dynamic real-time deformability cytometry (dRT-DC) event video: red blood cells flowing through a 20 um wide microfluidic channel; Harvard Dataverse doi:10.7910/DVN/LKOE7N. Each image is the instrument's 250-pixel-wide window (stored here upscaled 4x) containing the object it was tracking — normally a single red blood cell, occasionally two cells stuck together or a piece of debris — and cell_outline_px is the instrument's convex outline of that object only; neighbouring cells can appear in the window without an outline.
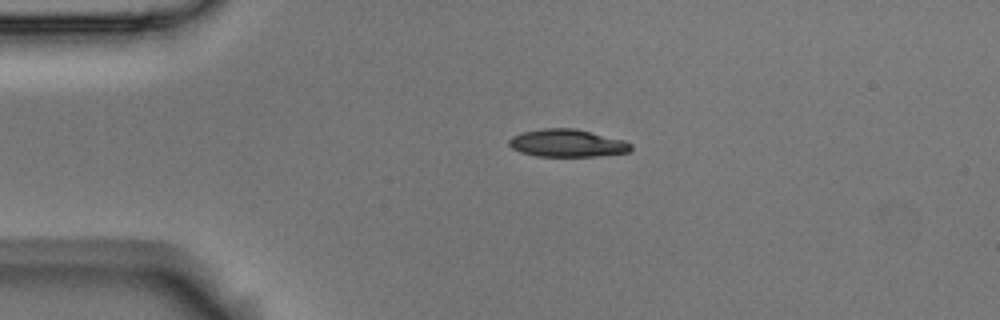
{"species": "Egyptian fruit bat (a non-hibernating species)", "species_latin": "Rousettus aegyptiacus", "temperature_condition": "room temperature", "stored_images_in_passage": 44, "camera_frame_rate_fps": 3000, "um_per_image_px": 0.085, "animal": {"sex": "male"}, "frame": {"image": 1, "passage_image": 1, "time_ms": 0.0, "image_size_px": [1000, 320], "cell_outline_px": [[632, 148], [628, 152], [596, 156], [536, 156], [520, 152], [512, 148], [508, 144], [508, 140], [512, 136], [520, 132], [540, 128], [576, 128], [624, 140], [632, 144]], "centroid_in_image_um": [48.18, 12.15], "position_along_channel_um": 36.8, "area_um2": 19.77}}
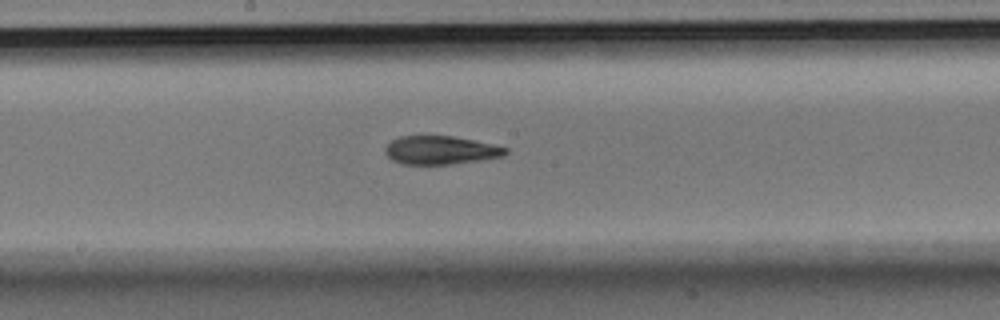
{"frame": {"image": 2, "passage_image": 18, "time_ms": 5.667, "image_size_px": [1000, 320], "cell_outline_px": [[508, 152], [504, 156], [480, 160], [452, 164], [400, 164], [392, 160], [384, 152], [384, 148], [392, 140], [400, 136], [452, 136], [472, 140], [508, 148]], "centroid_in_image_um": [37.42, 12.77], "position_along_channel_um": 210.8, "area_um2": 19.83}}
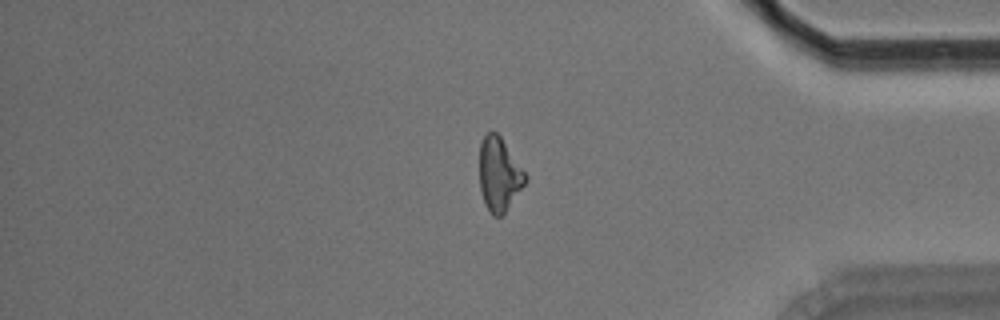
{"frame": {"image": 3, "passage_image": 35, "time_ms": 11.333, "image_size_px": [1000, 320], "cell_outline_px": [[528, 180], [504, 216], [492, 216], [484, 204], [480, 188], [480, 144], [484, 136], [488, 132], [496, 132], [500, 136], [528, 176]], "centroid_in_image_um": [42.45, 14.88], "position_along_channel_um": 392.8, "area_um2": 19.88}, "authors_computed_cell_mechanics": {"area_um2": 20.4901, "velocity_mm_per_s": 3.6458, "shape_relaxation_time_tau1_ms": 4.9122, "shape_relaxation_time_tau2_ms": 4.089, "deformation_change_tau1": 0.1608, "deformation_change_tau2": 0.1261}}